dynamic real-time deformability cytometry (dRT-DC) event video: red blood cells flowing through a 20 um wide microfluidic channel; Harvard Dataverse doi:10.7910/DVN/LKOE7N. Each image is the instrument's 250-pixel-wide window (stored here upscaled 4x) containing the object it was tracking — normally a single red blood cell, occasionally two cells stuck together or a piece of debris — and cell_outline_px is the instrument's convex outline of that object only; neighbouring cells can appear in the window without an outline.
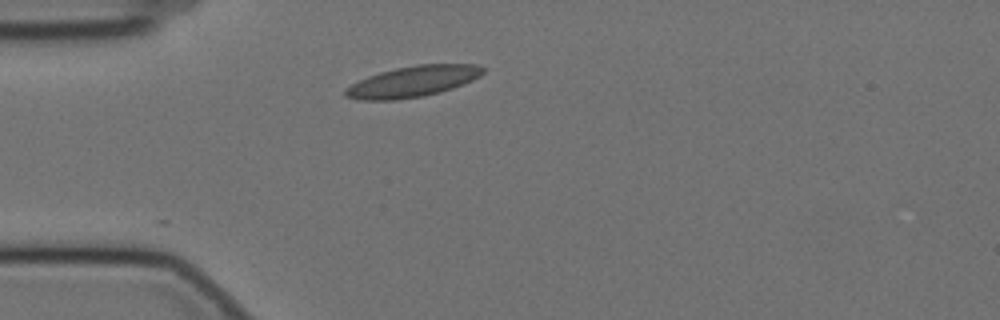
{"species": "Egyptian fruit bat (a non-hibernating species)", "species_latin": "Rousettus aegyptiacus", "temperature_condition": "cold", "stored_images_in_passage": 6, "camera_frame_rate_fps": 3000, "um_per_image_px": 0.085, "animal": {"sex": "female"}, "frame": {"image": 1, "passage_image": 1, "time_ms": 0.0, "image_size_px": [1000, 320], "cell_outline_px": [[484, 72], [480, 76], [472, 80], [452, 88], [440, 92], [424, 96], [396, 100], [360, 100], [344, 96], [344, 88], [368, 76], [380, 72], [396, 68], [420, 64], [476, 64], [484, 68]], "centroid_in_image_um": [35.07, 6.93], "position_along_channel_um": 49.9, "area_um2": 24.74}}
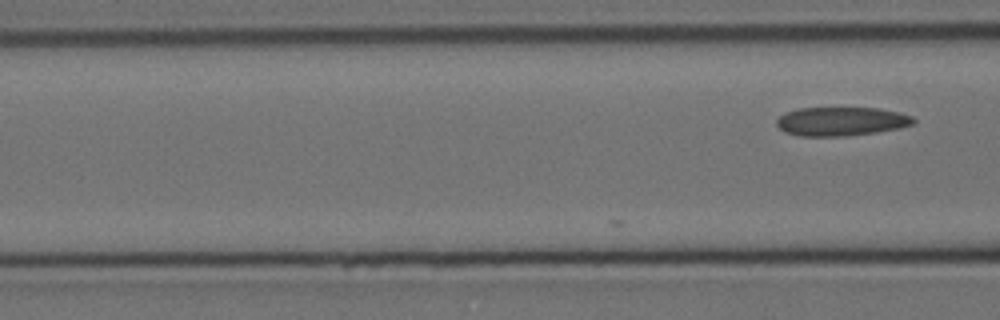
{"frame": {"image": 2, "passage_image": 6, "time_ms": 1.667, "image_size_px": [1000, 320], "cell_outline_px": [[916, 120], [912, 124], [900, 128], [876, 132], [848, 136], [796, 136], [784, 132], [776, 124], [776, 120], [780, 116], [796, 108], [876, 108], [900, 112], [912, 116]], "centroid_in_image_um": [71.5, 10.32], "position_along_channel_um": 95.1, "area_um2": 23.06}}